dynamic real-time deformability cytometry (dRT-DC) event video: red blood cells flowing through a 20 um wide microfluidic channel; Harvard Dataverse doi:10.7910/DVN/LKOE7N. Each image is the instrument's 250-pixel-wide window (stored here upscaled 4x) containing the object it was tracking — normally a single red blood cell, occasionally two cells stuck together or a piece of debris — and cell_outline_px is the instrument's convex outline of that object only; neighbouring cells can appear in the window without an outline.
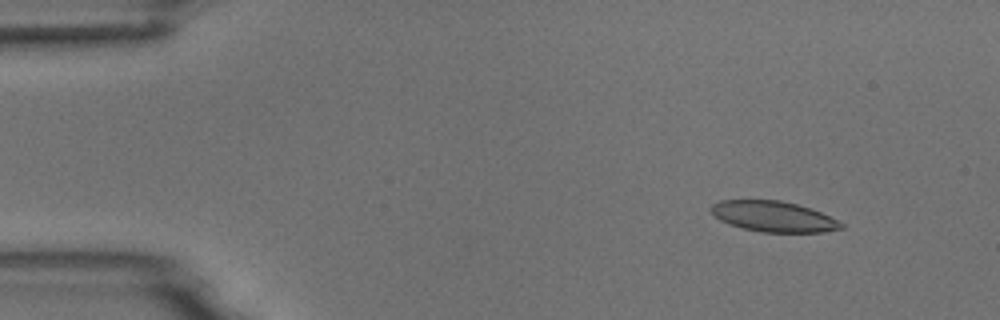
{"species": "common noctule bat (a hibernating species)", "species_latin": "Nyctalus noctula", "temperature_condition": "room temperature", "stored_images_in_passage": 3, "segment_of_instrument_passage": [2, 2], "camera_frame_rate_fps": 3000, "um_per_image_px": 0.085, "animal": {"sex": "male", "body_mass_g": 18.8}, "frame": {"image": 1, "passage_image": 3, "time_ms": 3.0, "image_size_px": [1000, 320], "cell_outline_px": [[844, 228], [824, 232], [764, 232], [744, 228], [728, 224], [720, 220], [708, 208], [712, 204], [720, 200], [780, 200], [796, 204], [820, 212], [844, 224]], "centroid_in_image_um": [65.72, 18.4], "position_along_channel_um": 19.3, "area_um2": 23.0}}